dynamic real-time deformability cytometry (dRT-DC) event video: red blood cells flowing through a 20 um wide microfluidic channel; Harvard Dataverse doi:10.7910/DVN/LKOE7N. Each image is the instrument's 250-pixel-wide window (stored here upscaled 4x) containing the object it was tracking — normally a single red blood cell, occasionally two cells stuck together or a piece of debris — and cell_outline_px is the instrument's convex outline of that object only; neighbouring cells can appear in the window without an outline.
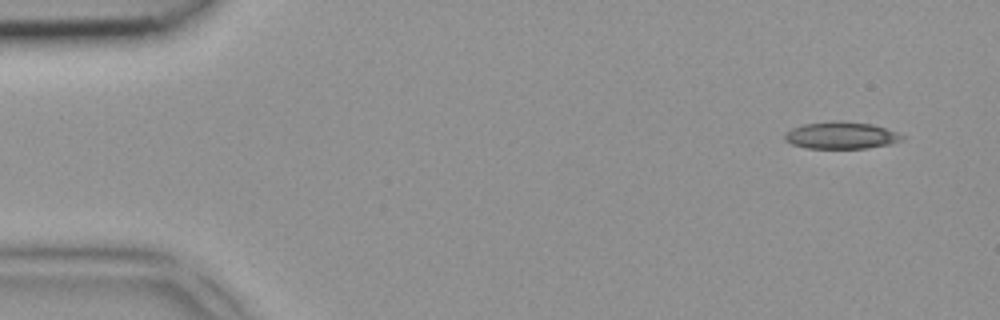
{"species": "common noctule bat (a hibernating species)", "species_latin": "Nyctalus noctula", "temperature_condition": "room temperature", "stored_images_in_passage": 5, "camera_frame_rate_fps": 3000, "um_per_image_px": 0.085, "animal": {"sex": "female", "body_mass_g": 18.4}, "frame": {"image": 1, "passage_image": 1, "time_ms": 0.0, "image_size_px": [1000, 320], "cell_outline_px": [[908, 136], [892, 144], [868, 148], [808, 148], [792, 144], [784, 140], [784, 132], [792, 128], [804, 124], [828, 120], [840, 120], [872, 124]], "centroid_in_image_um": [71.49, 11.49], "position_along_channel_um": 13.5, "area_um2": 18.73}}